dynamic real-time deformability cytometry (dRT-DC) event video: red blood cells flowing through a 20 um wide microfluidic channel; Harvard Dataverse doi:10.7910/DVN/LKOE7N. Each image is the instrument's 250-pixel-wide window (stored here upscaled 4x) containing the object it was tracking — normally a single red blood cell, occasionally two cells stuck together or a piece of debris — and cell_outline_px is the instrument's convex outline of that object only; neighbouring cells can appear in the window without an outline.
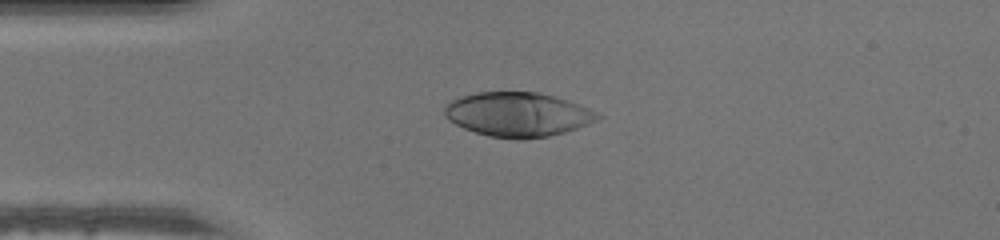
{"species": "human", "species_latin": "Homo sapiens", "temperature_condition": "warm", "stored_images_in_passage": 38, "camera_frame_rate_fps": 3000, "um_per_image_px": 0.085, "donor": {"sex": "male"}, "frame": {"image": 1, "passage_image": 1, "time_ms": 0.0, "image_size_px": [1000, 240], "cell_outline_px": [[604, 116], [596, 120], [576, 128], [564, 132], [548, 136], [524, 140], [488, 136], [464, 128], [448, 120], [444, 116], [444, 108], [452, 100], [460, 96], [476, 92], [540, 92], [556, 96], [580, 104]], "centroid_in_image_um": [44.01, 9.72], "position_along_channel_um": 41.0, "area_um2": 39.59}}
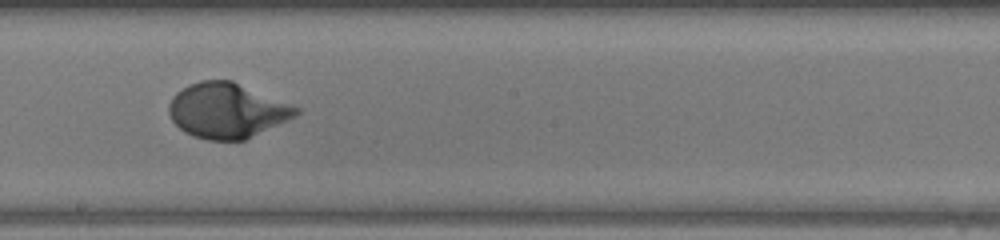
{"frame": {"image": 2, "passage_image": 16, "time_ms": 5.0, "image_size_px": [1000, 240], "cell_outline_px": [[300, 112], [296, 116], [244, 140], [208, 140], [192, 136], [184, 132], [172, 120], [168, 112], [168, 104], [172, 96], [176, 92], [188, 84], [200, 80], [232, 80], [300, 108]], "centroid_in_image_um": [19.26, 9.39], "position_along_channel_um": 228.9, "area_um2": 40.75}}
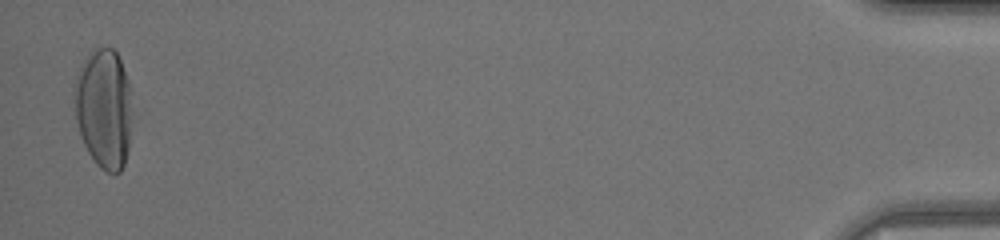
{"frame": {"image": 3, "passage_image": 37, "time_ms": 12.0, "image_size_px": [1000, 240], "cell_outline_px": [[128, 148], [124, 164], [120, 172], [104, 172], [96, 164], [88, 152], [80, 136], [76, 120], [72, 92], [72, 88], [76, 72], [80, 64], [96, 48], [112, 48], [116, 52], [120, 60], [128, 80]], "centroid_in_image_um": [8.74, 9.21], "position_along_channel_um": 426.5, "area_um2": 39.77}}